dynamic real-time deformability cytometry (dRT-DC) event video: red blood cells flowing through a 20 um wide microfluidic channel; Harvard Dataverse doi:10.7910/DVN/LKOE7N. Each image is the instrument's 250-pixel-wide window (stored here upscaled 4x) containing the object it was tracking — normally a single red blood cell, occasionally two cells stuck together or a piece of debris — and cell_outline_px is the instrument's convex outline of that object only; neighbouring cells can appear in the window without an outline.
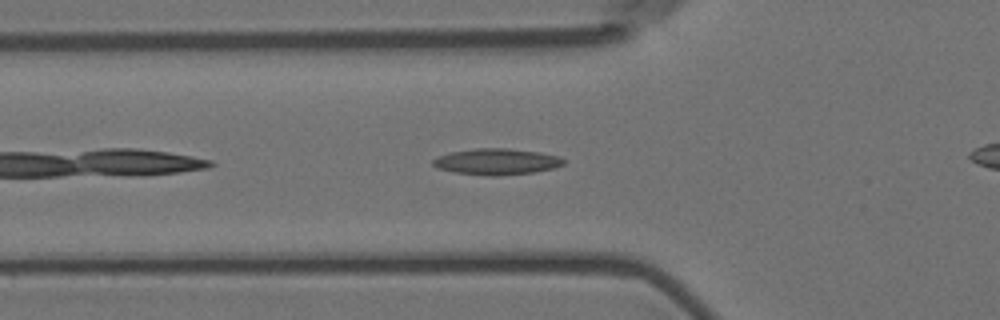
{"species": "Egyptian fruit bat (a non-hibernating species)", "species_latin": "Rousettus aegyptiacus", "temperature_condition": "room temperature", "stored_images_in_passage": 37, "camera_frame_rate_fps": 3000, "um_per_image_px": 0.085, "animal": {"sex": "female"}, "frame": {"image": 1, "passage_image": 7, "time_ms": 2.0, "image_size_px": [1000, 320], "cell_outline_px": [[564, 164], [556, 168], [536, 172], [492, 176], [456, 172], [436, 168], [432, 164], [432, 160], [440, 156], [452, 152], [476, 148], [508, 148], [540, 152], [560, 156], [564, 160]], "centroid_in_image_um": [42.26, 13.74], "position_along_channel_um": 83.5, "area_um2": 19.88}}
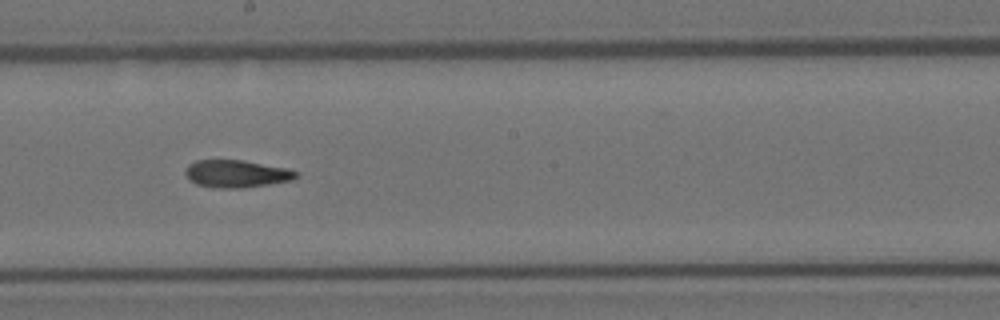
{"frame": {"image": 2, "passage_image": 19, "time_ms": 6.0, "image_size_px": [1000, 320], "cell_outline_px": [[296, 176], [292, 180], [244, 188], [216, 188], [196, 184], [184, 172], [188, 164], [196, 160], [244, 160], [288, 168], [296, 172]], "centroid_in_image_um": [20.09, 14.76], "position_along_channel_um": 228.1, "area_um2": 17.63}}
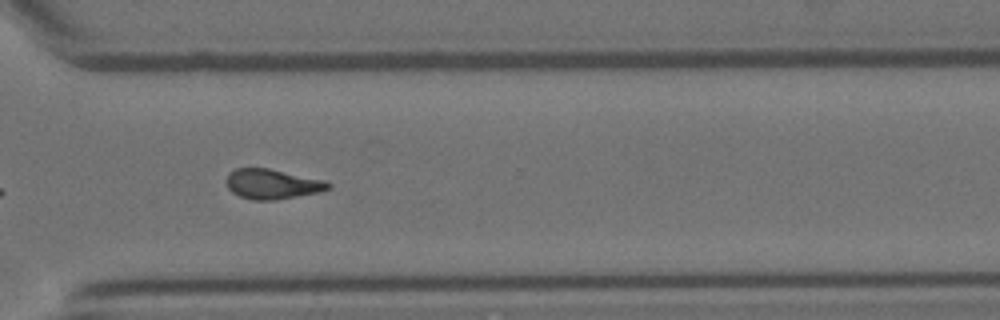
{"frame": {"image": 3, "passage_image": 29, "time_ms": 9.333, "image_size_px": [1000, 320], "cell_outline_px": [[332, 188], [320, 192], [276, 200], [252, 200], [240, 196], [232, 192], [228, 188], [224, 180], [236, 168], [268, 168], [324, 180], [332, 184]], "centroid_in_image_um": [23.16, 15.65], "position_along_channel_um": 347.4, "area_um2": 17.8}, "authors_computed_cell_mechanics": {"area_um2": 17.9758, "velocity_mm_per_s": 3.5936, "shape_relaxation_time_tau1_ms": null, "shape_relaxation_time_tau2_ms": 6.085, "deformation_change_tau1": null, "deformation_change_tau2": 0.155}}